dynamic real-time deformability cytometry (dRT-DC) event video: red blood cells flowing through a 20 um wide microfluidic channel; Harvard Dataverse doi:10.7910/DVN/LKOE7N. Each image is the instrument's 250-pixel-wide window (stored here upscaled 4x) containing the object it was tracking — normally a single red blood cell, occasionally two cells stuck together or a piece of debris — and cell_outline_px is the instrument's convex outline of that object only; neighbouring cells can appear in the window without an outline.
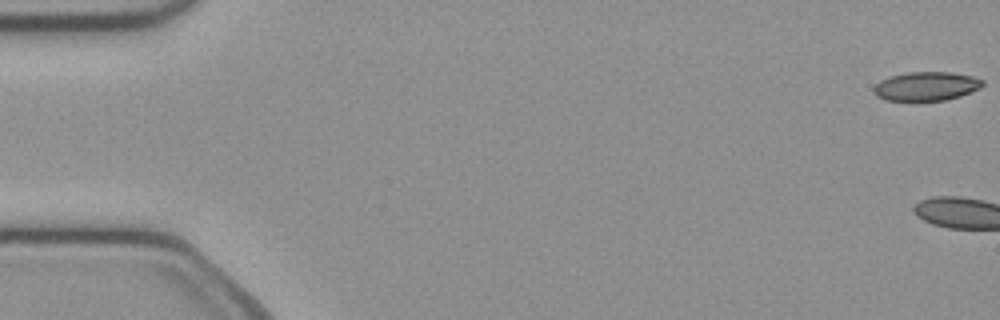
{"species": "common noctule bat (a hibernating species)", "species_latin": "Nyctalus noctula", "temperature_condition": "cold", "stored_images_in_passage": 3, "camera_frame_rate_fps": 3000, "um_per_image_px": 0.085, "animal": {"sex": "female", "body_mass_g": 21.9}, "frame": {"image": 1, "passage_image": 1, "time_ms": 0.0, "image_size_px": [1000, 320], "cell_outline_px": [[984, 84], [980, 88], [960, 96], [944, 100], [884, 100], [876, 96], [872, 88], [880, 80], [888, 76], [908, 72], [948, 72], [972, 76], [984, 80]], "centroid_in_image_um": [78.71, 7.32], "position_along_channel_um": 6.3, "area_um2": 18.32}}